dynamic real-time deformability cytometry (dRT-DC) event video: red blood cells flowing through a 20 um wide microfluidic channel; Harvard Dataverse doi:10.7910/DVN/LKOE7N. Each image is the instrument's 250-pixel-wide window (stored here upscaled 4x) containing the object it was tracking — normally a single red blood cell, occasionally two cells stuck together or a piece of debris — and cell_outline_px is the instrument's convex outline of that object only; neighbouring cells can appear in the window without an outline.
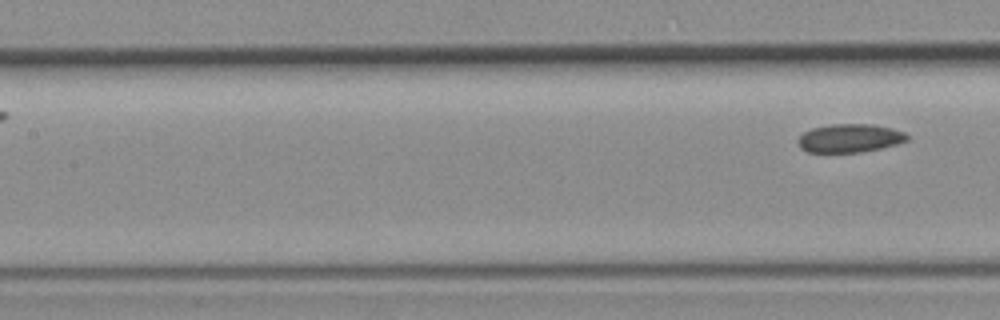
{"species": "common noctule bat (a hibernating species)", "species_latin": "Nyctalus noctula", "temperature_condition": "room temperature", "stored_images_in_passage": 6, "segment_of_instrument_passage": [2, 2], "camera_frame_rate_fps": 3000, "um_per_image_px": 0.085, "animal": {"sex": "female", "body_mass_g": 19.3, "forearm_length_mm": 54.1}, "frame": {"image": 1, "passage_image": 6, "time_ms": 6.667, "image_size_px": [1000, 320], "cell_outline_px": [[908, 140], [896, 144], [880, 148], [860, 152], [808, 152], [800, 148], [796, 140], [804, 132], [812, 128], [832, 124], [872, 124], [892, 128], [904, 132], [908, 136]], "centroid_in_image_um": [72.21, 11.74], "position_along_channel_um": 135.2, "area_um2": 18.03}}